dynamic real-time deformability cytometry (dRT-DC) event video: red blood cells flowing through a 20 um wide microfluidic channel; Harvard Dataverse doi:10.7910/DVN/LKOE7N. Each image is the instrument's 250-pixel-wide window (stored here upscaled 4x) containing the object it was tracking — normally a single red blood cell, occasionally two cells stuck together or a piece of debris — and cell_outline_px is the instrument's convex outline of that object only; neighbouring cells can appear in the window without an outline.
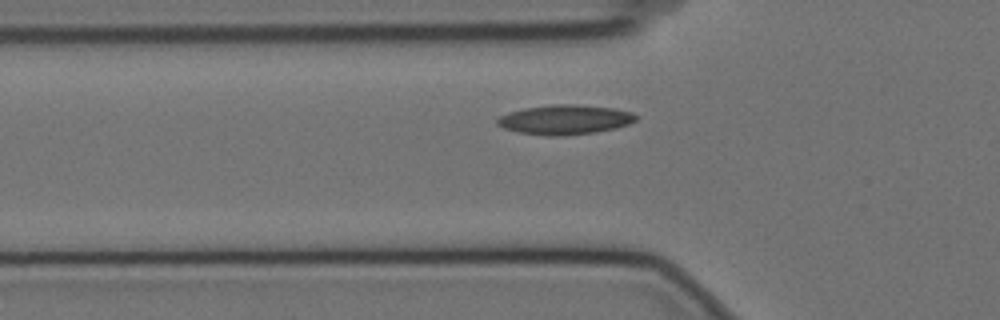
{"species": "Egyptian fruit bat (a non-hibernating species)", "species_latin": "Rousettus aegyptiacus", "temperature_condition": "cold", "stored_images_in_passage": 44, "camera_frame_rate_fps": 3000, "um_per_image_px": 0.085, "animal": {"sex": "female"}, "frame": {"image": 1, "passage_image": 9, "time_ms": 2.667, "image_size_px": [1000, 320], "cell_outline_px": [[640, 116], [636, 120], [628, 124], [616, 128], [596, 132], [560, 136], [548, 136], [516, 132], [504, 128], [496, 124], [496, 120], [500, 116], [508, 112], [524, 108], [552, 104], [576, 104], [616, 108], [632, 112]], "centroid_in_image_um": [48.03, 10.16], "position_along_channel_um": 77.8, "area_um2": 24.22}}
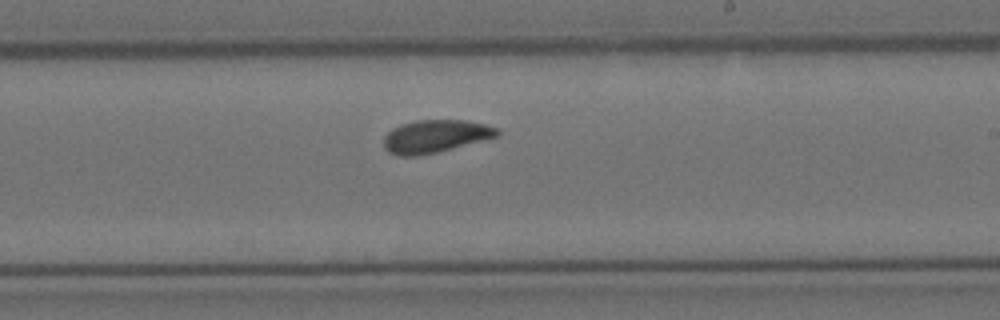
{"frame": {"image": 2, "passage_image": 24, "time_ms": 7.667, "image_size_px": [1000, 320], "cell_outline_px": [[500, 132], [496, 136], [452, 148], [436, 152], [416, 156], [400, 156], [388, 152], [384, 148], [384, 136], [392, 128], [400, 124], [416, 120], [468, 120], [500, 128]], "centroid_in_image_um": [36.97, 11.57], "position_along_channel_um": 252.0, "area_um2": 21.56}}
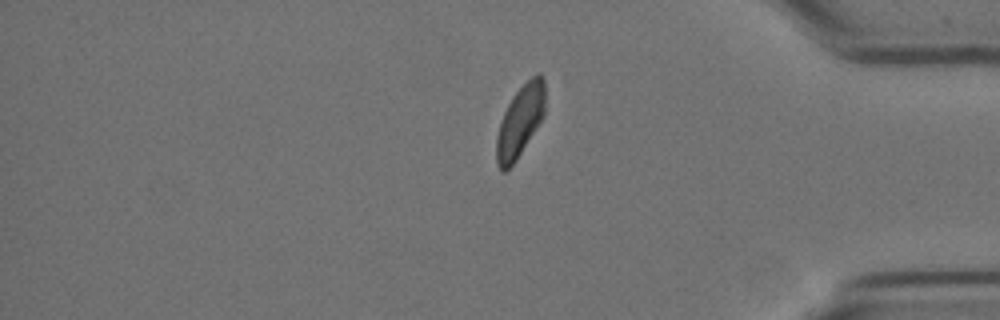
{"frame": {"image": 3, "passage_image": 38, "time_ms": 12.333, "image_size_px": [1000, 320], "cell_outline_px": [[544, 116], [516, 160], [504, 172], [500, 172], [496, 164], [496, 136], [504, 112], [512, 96], [536, 72], [540, 72], [544, 80]], "centroid_in_image_um": [44.19, 10.31], "position_along_channel_um": 391.0, "area_um2": 20.11}, "authors_computed_cell_mechanics": {"area_um2": 21.7617, "velocity_mm_per_s": 3.475, "shape_relaxation_time_tau1_ms": 3.7131, "shape_relaxation_time_tau2_ms": 2.5834, "deformation_change_tau1": 0.0986, "deformation_change_tau2": 0.0733}}